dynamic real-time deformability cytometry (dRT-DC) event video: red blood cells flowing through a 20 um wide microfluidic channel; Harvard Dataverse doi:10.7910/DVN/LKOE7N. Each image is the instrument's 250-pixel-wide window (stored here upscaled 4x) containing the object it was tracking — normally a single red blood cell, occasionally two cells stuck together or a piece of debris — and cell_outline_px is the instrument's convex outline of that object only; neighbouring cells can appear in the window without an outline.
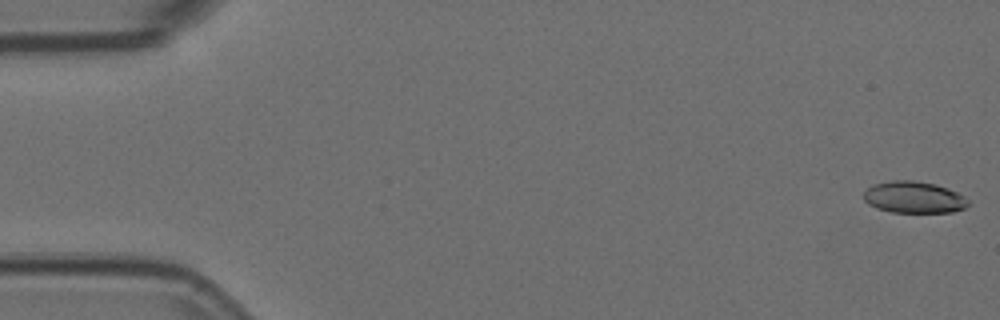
{"species": "Egyptian fruit bat (a non-hibernating species)", "species_latin": "Rousettus aegyptiacus", "temperature_condition": "room temperature", "stored_images_in_passage": 6, "camera_frame_rate_fps": 3000, "um_per_image_px": 0.085, "animal": {"sex": "female"}, "frame": {"image": 1, "passage_image": 1, "time_ms": 0.0, "image_size_px": [1000, 320], "cell_outline_px": [[968, 204], [964, 208], [952, 212], [892, 212], [876, 208], [868, 204], [864, 200], [864, 192], [872, 184], [892, 180], [912, 180], [936, 184], [948, 188], [964, 196], [968, 200]], "centroid_in_image_um": [77.66, 16.76], "position_along_channel_um": 7.3, "area_um2": 19.31}}
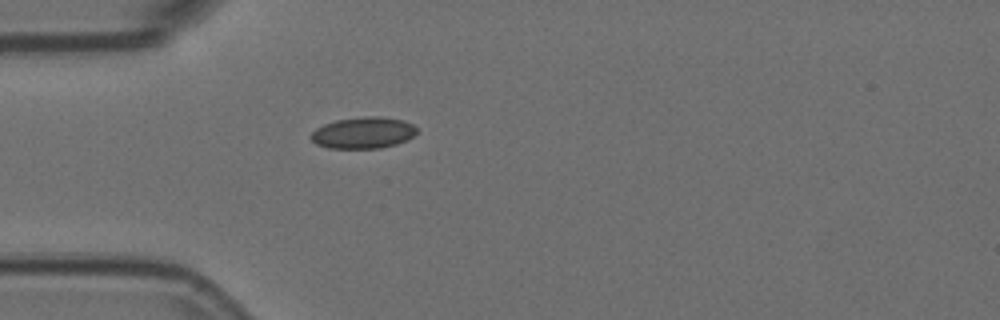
{"frame": {"image": 2, "passage_image": 6, "time_ms": 1.667, "image_size_px": [1000, 320], "cell_outline_px": [[416, 132], [412, 136], [396, 144], [380, 148], [328, 148], [316, 144], [308, 136], [316, 128], [324, 124], [336, 120], [364, 116], [380, 116], [404, 120], [412, 124], [416, 128]], "centroid_in_image_um": [30.83, 11.28], "position_along_channel_um": 54.2, "area_um2": 19.36}}